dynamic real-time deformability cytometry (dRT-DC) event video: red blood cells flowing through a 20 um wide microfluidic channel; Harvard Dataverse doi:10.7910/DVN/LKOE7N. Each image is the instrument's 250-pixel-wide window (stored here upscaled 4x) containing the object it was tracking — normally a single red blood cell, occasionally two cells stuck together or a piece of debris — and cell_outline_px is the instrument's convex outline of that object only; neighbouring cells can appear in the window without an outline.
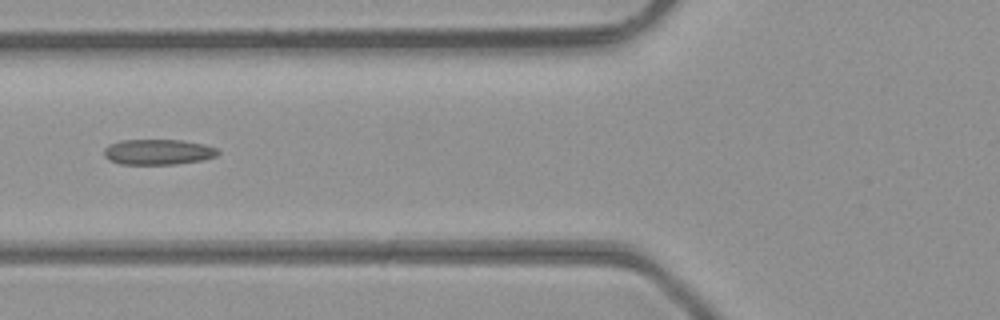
{"species": "common noctule bat (a hibernating species)", "species_latin": "Nyctalus noctula", "temperature_condition": "room temperature", "stored_images_in_passage": 3, "camera_frame_rate_fps": 3000, "um_per_image_px": 0.085, "animal": {"sex": "male", "body_mass_g": 23.1, "forearm_length_mm": 52.7}, "frame": {"image": 1, "passage_image": 3, "time_ms": 0.667, "image_size_px": [1000, 320], "cell_outline_px": [[220, 152], [216, 156], [200, 160], [176, 164], [120, 164], [108, 160], [104, 156], [104, 148], [108, 144], [124, 140], [180, 140], [204, 144], [216, 148]], "centroid_in_image_um": [13.4, 12.92], "position_along_channel_um": 112.4, "area_um2": 16.88}}